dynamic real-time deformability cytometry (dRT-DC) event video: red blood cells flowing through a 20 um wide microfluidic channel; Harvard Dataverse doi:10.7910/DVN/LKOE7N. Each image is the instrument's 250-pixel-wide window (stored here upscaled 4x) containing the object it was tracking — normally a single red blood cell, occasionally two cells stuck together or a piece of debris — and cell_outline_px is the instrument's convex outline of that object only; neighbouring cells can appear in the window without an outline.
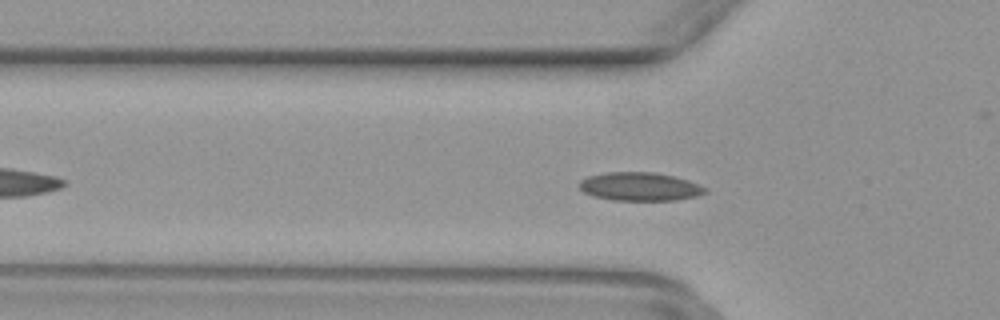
{"species": "common noctule bat (a hibernating species)", "species_latin": "Nyctalus noctula", "temperature_condition": "warm", "stored_images_in_passage": 44, "camera_frame_rate_fps": 3000, "um_per_image_px": 0.085, "animal": {"sex": "female", "body_mass_g": 29.2, "forearm_length_mm": 56.3}, "frame": {"image": 1, "passage_image": 10, "time_ms": 3.0, "image_size_px": [1000, 320], "cell_outline_px": [[708, 192], [696, 196], [676, 200], [612, 200], [592, 196], [584, 192], [576, 184], [580, 180], [588, 176], [608, 172], [652, 172], [672, 176], [688, 180], [708, 188]], "centroid_in_image_um": [54.36, 15.86], "position_along_channel_um": 71.4, "area_um2": 20.92}}
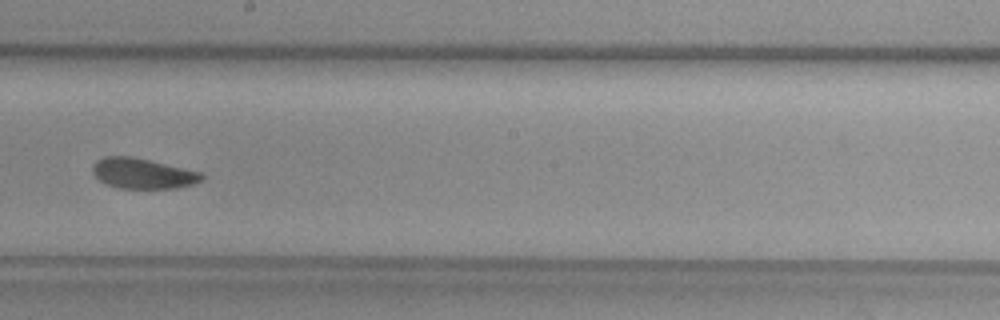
{"frame": {"image": 2, "passage_image": 22, "time_ms": 7.0, "image_size_px": [1000, 320], "cell_outline_px": [[204, 180], [192, 184], [176, 188], [120, 188], [108, 184], [100, 180], [92, 172], [92, 164], [96, 160], [104, 156], [132, 156], [200, 172], [204, 176]], "centroid_in_image_um": [12.11, 14.73], "position_along_channel_um": 236.1, "area_um2": 19.19}}
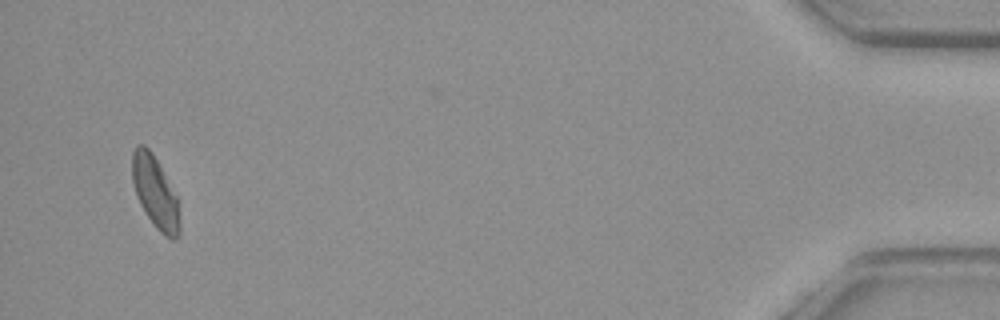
{"frame": {"image": 3, "passage_image": 42, "time_ms": 13.667, "image_size_px": [1000, 320], "cell_outline_px": [[180, 232], [176, 240], [172, 240], [164, 236], [156, 228], [140, 204], [136, 196], [132, 180], [132, 152], [136, 144], [144, 144], [152, 152], [176, 196], [180, 224]], "centroid_in_image_um": [13.17, 16.35], "position_along_channel_um": 422.0, "area_um2": 19.71}}